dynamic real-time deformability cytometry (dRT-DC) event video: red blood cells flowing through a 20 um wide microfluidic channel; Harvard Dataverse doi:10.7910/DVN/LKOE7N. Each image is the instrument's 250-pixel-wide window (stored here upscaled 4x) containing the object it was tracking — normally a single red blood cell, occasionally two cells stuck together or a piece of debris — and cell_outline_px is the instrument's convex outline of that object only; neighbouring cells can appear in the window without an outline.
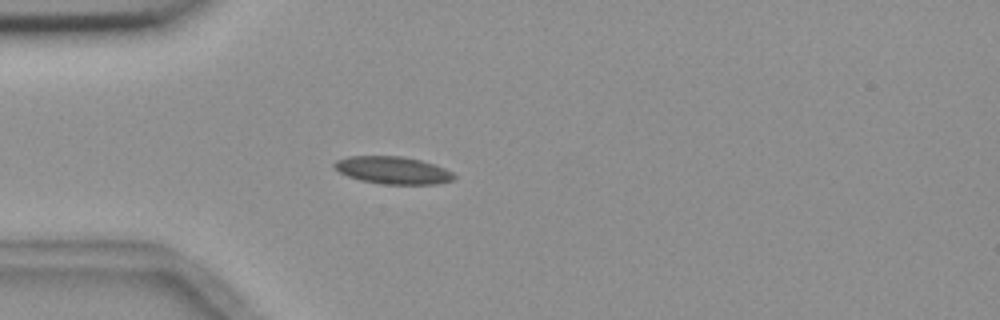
{"species": "common noctule bat (a hibernating species)", "species_latin": "Nyctalus noctula", "temperature_condition": "room temperature", "stored_images_in_passage": 4, "camera_frame_rate_fps": 3000, "um_per_image_px": 0.085, "animal": {"sex": "female", "body_mass_g": 18.4}, "frame": {"image": 1, "passage_image": 3, "time_ms": 3.333, "image_size_px": [1000, 320], "cell_outline_px": [[456, 176], [452, 180], [436, 184], [384, 184], [360, 180], [348, 176], [340, 172], [332, 164], [336, 160], [348, 156], [400, 156], [420, 160], [444, 168], [452, 172]], "centroid_in_image_um": [33.37, 14.47], "position_along_channel_um": 51.6, "area_um2": 18.96}}